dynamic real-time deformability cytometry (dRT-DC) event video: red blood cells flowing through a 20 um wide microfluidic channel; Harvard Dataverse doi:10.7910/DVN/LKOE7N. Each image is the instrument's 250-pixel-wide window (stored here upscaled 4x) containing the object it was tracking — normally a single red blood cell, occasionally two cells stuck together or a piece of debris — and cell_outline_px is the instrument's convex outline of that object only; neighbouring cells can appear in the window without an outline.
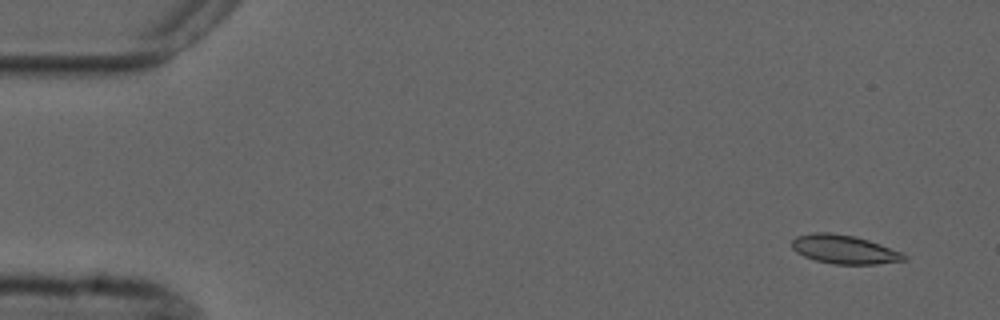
{"species": "common noctule bat (a hibernating species)", "species_latin": "Nyctalus noctula", "temperature_condition": "cold", "stored_images_in_passage": 7, "camera_frame_rate_fps": 3000, "um_per_image_px": 0.085, "animal": {"sex": "male", "forearm_length_mm": 52.5}, "frame": {"image": 1, "passage_image": 1, "time_ms": 0.0, "image_size_px": [1000, 320], "cell_outline_px": [[908, 260], [876, 264], [836, 264], [816, 260], [804, 256], [796, 252], [792, 248], [792, 240], [796, 236], [812, 232], [828, 232], [856, 236], [904, 252], [908, 256]], "centroid_in_image_um": [71.8, 21.19], "position_along_channel_um": 13.2, "area_um2": 18.96}}
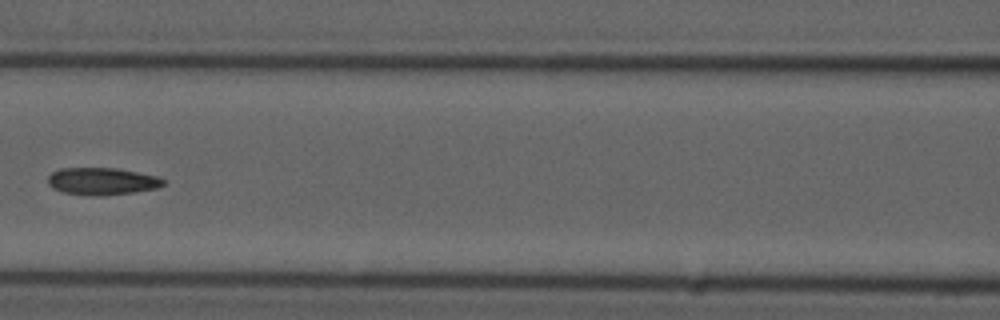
{"frame": {"image": 2, "passage_image": 6, "time_ms": 7.0, "image_size_px": [1000, 320], "cell_outline_px": [[164, 184], [156, 188], [132, 192], [100, 196], [96, 196], [64, 192], [52, 188], [48, 184], [48, 176], [52, 172], [60, 168], [116, 168], [156, 176], [164, 180]], "centroid_in_image_um": [8.63, 15.4], "position_along_channel_um": 158.0, "area_um2": 18.09}}
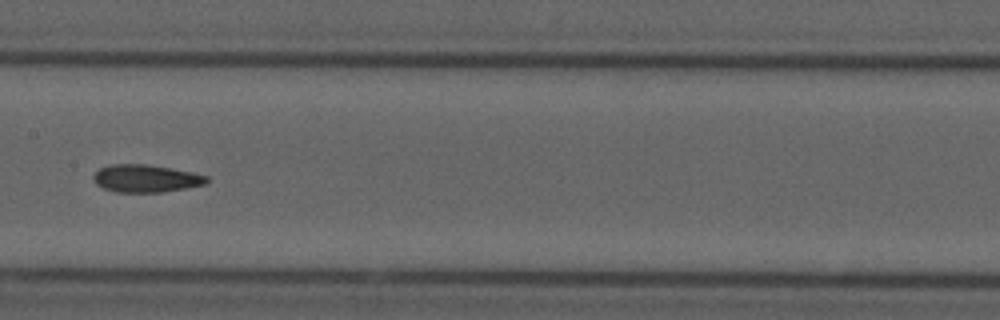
{"frame": {"image": 3, "passage_image": 7, "time_ms": 8.0, "image_size_px": [1000, 320], "cell_outline_px": [[208, 180], [204, 184], [184, 188], [160, 192], [116, 192], [104, 188], [96, 184], [92, 176], [100, 168], [112, 164], [144, 164], [192, 172], [208, 176]], "centroid_in_image_um": [12.36, 15.17], "position_along_channel_um": 195.0, "area_um2": 17.92}}